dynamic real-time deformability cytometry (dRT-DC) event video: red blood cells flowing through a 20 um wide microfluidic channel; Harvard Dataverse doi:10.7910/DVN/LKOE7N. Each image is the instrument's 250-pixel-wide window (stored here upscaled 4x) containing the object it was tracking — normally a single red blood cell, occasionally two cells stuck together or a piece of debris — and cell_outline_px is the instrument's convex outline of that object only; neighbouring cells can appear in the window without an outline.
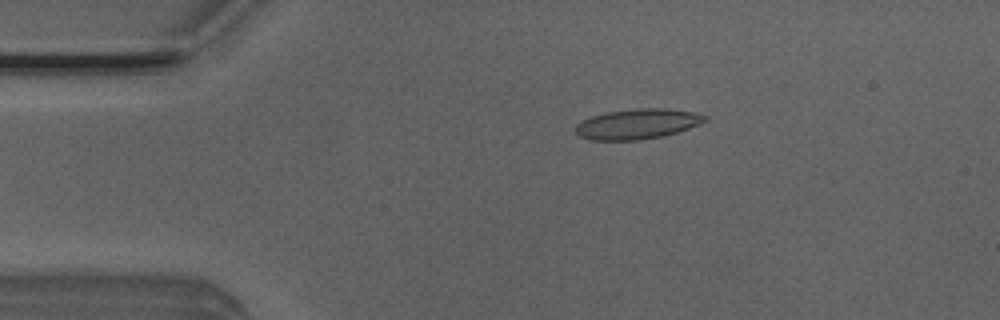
{"species": "Egyptian fruit bat (a non-hibernating species)", "species_latin": "Rousettus aegyptiacus", "temperature_condition": "room temperature", "stored_images_in_passage": 51, "camera_frame_rate_fps": 3000, "um_per_image_px": 0.085, "animal": {"sex": "male"}, "frame": {"image": 1, "passage_image": 9, "time_ms": 2.667, "image_size_px": [1000, 320], "cell_outline_px": [[708, 120], [688, 128], [664, 136], [636, 140], [588, 140], [580, 136], [576, 132], [576, 124], [592, 116], [604, 112], [636, 108], [664, 108], [692, 112], [708, 116]], "centroid_in_image_um": [54.16, 10.53], "position_along_channel_um": 30.8, "area_um2": 22.66}}
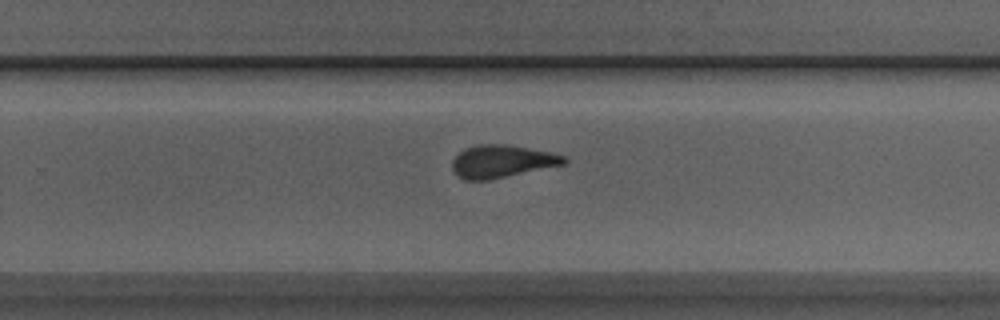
{"frame": {"image": 2, "passage_image": 32, "time_ms": 10.333, "image_size_px": [1000, 320], "cell_outline_px": [[568, 160], [564, 164], [488, 180], [464, 180], [456, 176], [452, 168], [452, 160], [464, 148], [480, 144], [504, 144], [552, 152], [568, 156]], "centroid_in_image_um": [42.65, 13.71], "position_along_channel_um": 287.1, "area_um2": 21.27}}
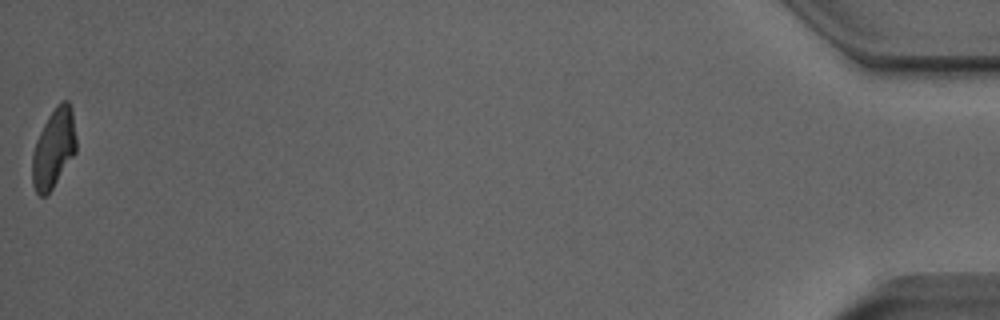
{"frame": {"image": 3, "passage_image": 51, "time_ms": 16.667, "image_size_px": [1000, 320], "cell_outline_px": [[76, 152], [52, 188], [44, 196], [40, 196], [36, 192], [32, 184], [32, 152], [36, 140], [48, 116], [56, 104], [60, 100], [68, 100], [72, 108], [76, 136]], "centroid_in_image_um": [4.56, 12.57], "position_along_channel_um": 430.6, "area_um2": 20.35}, "authors_computed_cell_mechanics": {"area_um2": 21.5594, "velocity_mm_per_s": 3.9416, "shape_relaxation_time_tau1_ms": 7.4934, "shape_relaxation_time_tau2_ms": 1.8891, "deformation_change_tau1": 0.1944, "deformation_change_tau2": 0.0943}}